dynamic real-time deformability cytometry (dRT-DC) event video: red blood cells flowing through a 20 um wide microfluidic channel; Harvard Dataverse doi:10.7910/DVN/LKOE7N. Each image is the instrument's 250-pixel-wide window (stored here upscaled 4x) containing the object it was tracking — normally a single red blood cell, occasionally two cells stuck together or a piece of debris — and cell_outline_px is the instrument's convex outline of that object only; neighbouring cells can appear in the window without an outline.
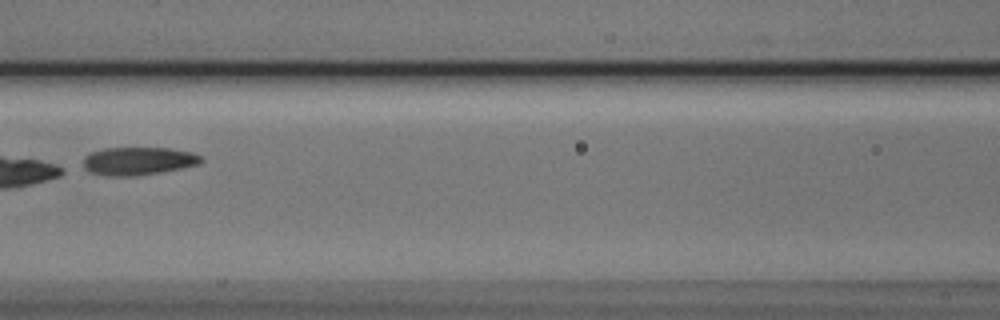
{"species": "Egyptian fruit bat (a non-hibernating species)", "species_latin": "Rousettus aegyptiacus", "temperature_condition": "cold", "stored_images_in_passage": 6, "camera_frame_rate_fps": 3000, "um_per_image_px": 0.085, "animal": {"sex": "male"}, "frame": {"image": 1, "passage_image": 3, "time_ms": 0.667, "image_size_px": [1000, 320], "cell_outline_px": [[204, 160], [200, 164], [160, 172], [136, 176], [108, 176], [88, 172], [84, 168], [84, 156], [92, 152], [104, 148], [168, 148], [192, 152], [200, 156]], "centroid_in_image_um": [11.74, 13.69], "position_along_channel_um": 154.9, "area_um2": 19.25}}
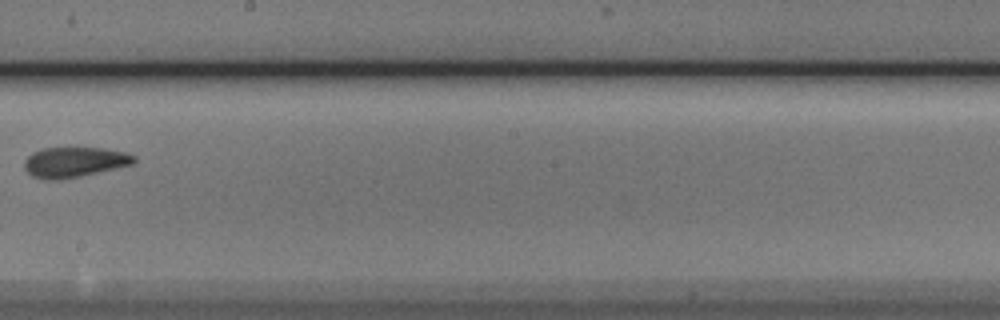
{"frame": {"image": 2, "passage_image": 5, "time_ms": 1.333, "image_size_px": [1000, 320], "cell_outline_px": [[136, 160], [132, 164], [116, 168], [80, 176], [60, 180], [44, 180], [32, 176], [24, 168], [24, 160], [32, 152], [44, 148], [100, 148], [124, 152], [136, 156]], "centroid_in_image_um": [6.29, 13.79], "position_along_channel_um": 241.9, "area_um2": 19.25}}
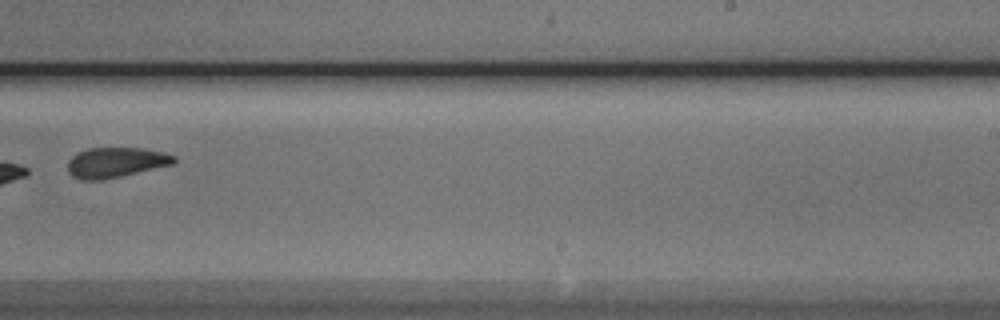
{"frame": {"image": 3, "passage_image": 6, "time_ms": 1.667, "image_size_px": [1000, 320], "cell_outline_px": [[176, 164], [120, 176], [100, 180], [80, 180], [72, 176], [68, 172], [68, 160], [76, 152], [88, 148], [144, 148], [164, 152], [176, 156]], "centroid_in_image_um": [9.85, 13.8], "position_along_channel_um": 279.2, "area_um2": 18.9}}